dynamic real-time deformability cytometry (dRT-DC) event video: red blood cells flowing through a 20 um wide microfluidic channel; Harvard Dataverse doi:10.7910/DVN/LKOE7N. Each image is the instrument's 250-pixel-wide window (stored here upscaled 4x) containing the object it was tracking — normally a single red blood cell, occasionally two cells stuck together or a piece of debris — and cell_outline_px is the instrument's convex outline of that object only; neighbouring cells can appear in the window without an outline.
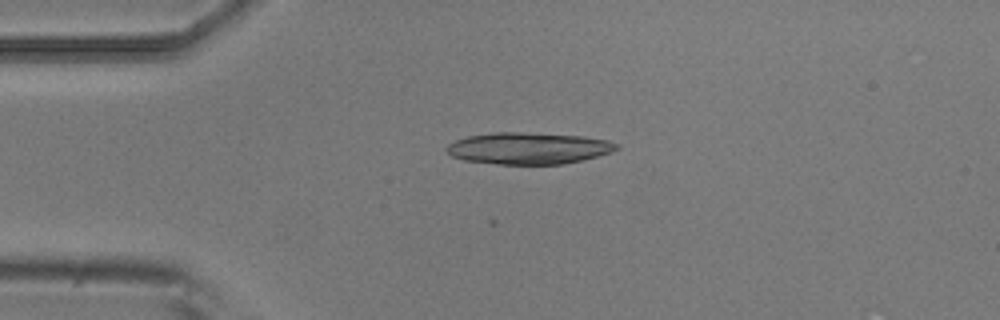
{"species": "common noctule bat (a hibernating species)", "species_latin": "Nyctalus noctula", "temperature_condition": "room temperature", "stored_images_in_passage": 4, "camera_frame_rate_fps": 3000, "um_per_image_px": 0.085, "animal": {"sex": "male", "body_mass_g": 20.5, "forearm_length_mm": 52.5}, "frame": {"image": 1, "passage_image": 4, "time_ms": 1.0, "image_size_px": [1000, 320], "cell_outline_px": [[620, 148], [612, 152], [584, 160], [564, 164], [496, 164], [464, 160], [452, 156], [444, 148], [448, 144], [456, 140], [468, 136], [492, 132], [520, 132], [584, 136], [608, 140], [620, 144]], "centroid_in_image_um": [44.96, 12.6], "position_along_channel_um": 40.0, "area_um2": 31.62}}